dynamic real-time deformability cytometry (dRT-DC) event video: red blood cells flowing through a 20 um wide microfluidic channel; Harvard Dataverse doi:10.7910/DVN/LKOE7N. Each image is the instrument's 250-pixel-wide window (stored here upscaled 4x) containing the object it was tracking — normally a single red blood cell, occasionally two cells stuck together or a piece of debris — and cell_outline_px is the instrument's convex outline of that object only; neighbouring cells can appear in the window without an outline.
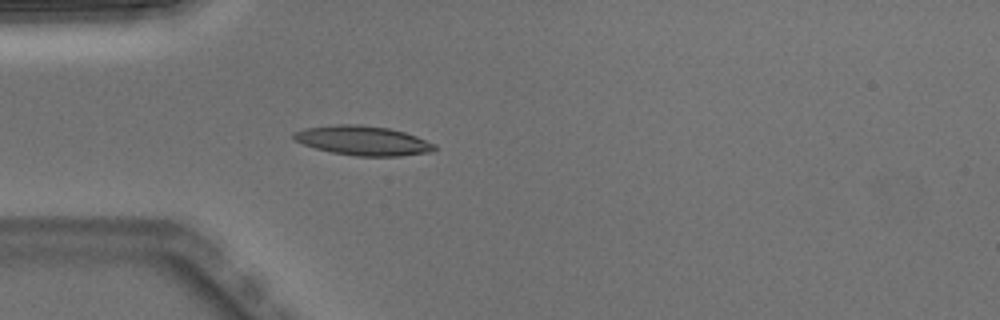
{"species": "Egyptian fruit bat (a non-hibernating species)", "species_latin": "Rousettus aegyptiacus", "temperature_condition": "warm", "stored_images_in_passage": 1, "camera_frame_rate_fps": 3000, "um_per_image_px": 0.085, "animal": {"sex": "male"}, "frame": {"image": 1, "passage_image": 1, "time_ms": 0.0, "image_size_px": [1000, 320], "cell_outline_px": [[436, 148], [432, 152], [400, 156], [356, 156], [332, 152], [316, 148], [304, 144], [296, 140], [292, 136], [292, 132], [304, 128], [336, 124], [360, 124], [388, 128], [404, 132], [416, 136], [436, 144]], "centroid_in_image_um": [30.86, 11.94], "position_along_channel_um": 54.1, "area_um2": 24.16}}